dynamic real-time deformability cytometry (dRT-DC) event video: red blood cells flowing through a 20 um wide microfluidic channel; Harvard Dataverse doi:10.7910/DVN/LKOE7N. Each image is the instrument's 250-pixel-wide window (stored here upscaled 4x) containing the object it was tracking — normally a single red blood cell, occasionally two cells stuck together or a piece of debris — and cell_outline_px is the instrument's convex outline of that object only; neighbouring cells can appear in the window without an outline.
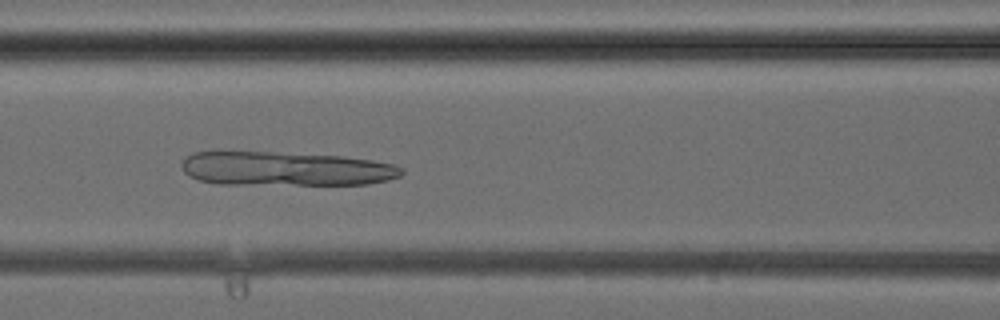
{"species": "common noctule bat (a hibernating species)", "species_latin": "Nyctalus noctula", "temperature_condition": "cold", "stored_images_in_passage": 39, "camera_frame_rate_fps": 3000, "um_per_image_px": 0.085, "animal": {"sex": "female", "body_mass_g": 24.6, "forearm_length_mm": 56.2}, "frame": {"image": 1, "passage_image": 17, "time_ms": 5.333, "image_size_px": [1000, 320], "cell_outline_px": [[404, 172], [400, 176], [388, 180], [368, 184], [220, 184], [200, 180], [188, 176], [180, 168], [180, 164], [192, 152], [272, 152], [340, 156], [372, 160], [392, 164], [404, 168]], "centroid_in_image_um": [24.27, 14.34], "position_along_channel_um": 142.3, "area_um2": 43.64}}
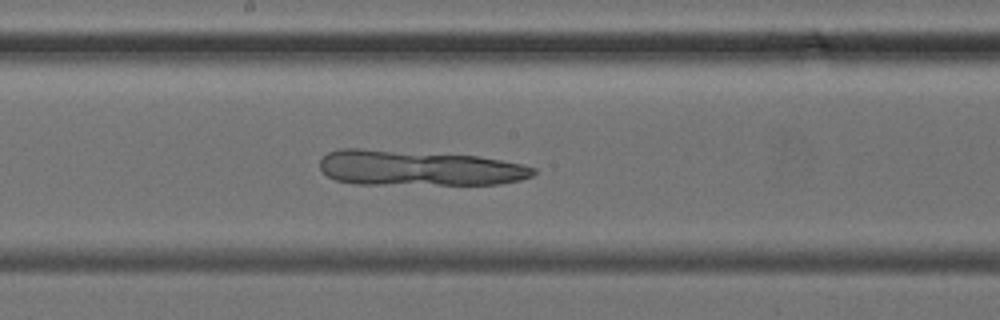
{"frame": {"image": 2, "passage_image": 21, "time_ms": 6.667, "image_size_px": [1000, 320], "cell_outline_px": [[536, 172], [532, 176], [520, 180], [500, 184], [352, 184], [336, 180], [328, 176], [320, 168], [320, 160], [328, 152], [340, 148], [360, 148], [480, 156], [520, 164], [536, 168]], "centroid_in_image_um": [35.57, 14.28], "position_along_channel_um": 212.6, "area_um2": 44.16}}
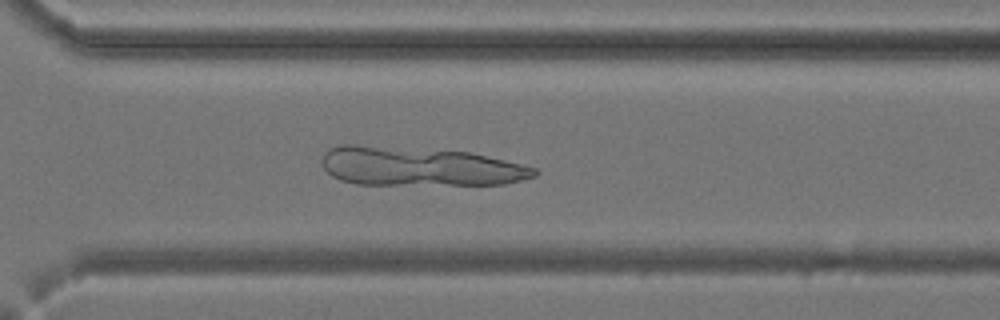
{"frame": {"image": 3, "passage_image": 28, "time_ms": 9.0, "image_size_px": [1000, 320], "cell_outline_px": [[540, 172], [536, 176], [524, 180], [504, 184], [356, 184], [340, 180], [332, 176], [324, 168], [320, 160], [324, 152], [328, 148], [340, 144], [356, 144], [468, 152], [524, 164], [536, 168]], "centroid_in_image_um": [35.63, 14.15], "position_along_channel_um": 335.0, "area_um2": 48.38}}